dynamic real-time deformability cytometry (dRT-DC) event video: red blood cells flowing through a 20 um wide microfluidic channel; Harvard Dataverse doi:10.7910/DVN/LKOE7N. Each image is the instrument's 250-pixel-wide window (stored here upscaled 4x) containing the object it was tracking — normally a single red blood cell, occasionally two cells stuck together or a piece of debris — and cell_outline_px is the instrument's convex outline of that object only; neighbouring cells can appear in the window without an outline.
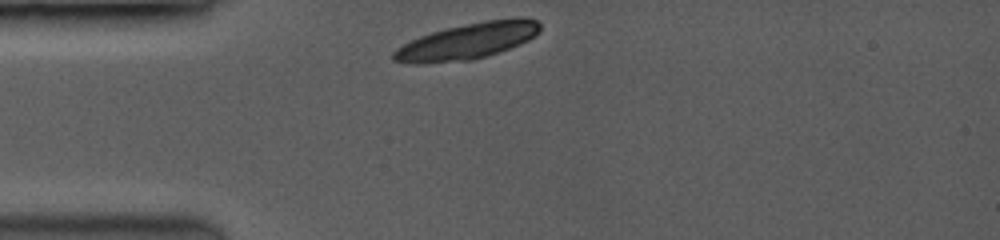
{"species": "common noctule bat (a hibernating species)", "species_latin": "Nyctalus noctula", "temperature_condition": "room temperature", "stored_images_in_passage": 15, "camera_frame_rate_fps": 3500, "um_per_image_px": 0.085, "animal": {"sex": "female", "body_mass_g": 19.0, "forearm_length_mm": 53.3}, "frame": {"image": 1, "passage_image": 1, "time_ms": 0.0, "image_size_px": [1000, 240], "cell_outline_px": [[540, 32], [528, 40], [520, 44], [484, 56], [468, 60], [420, 64], [416, 64], [392, 60], [392, 52], [396, 48], [420, 36], [432, 32], [448, 28], [484, 20], [516, 16], [528, 16], [536, 20], [540, 24]], "centroid_in_image_um": [39.77, 3.47], "position_along_channel_um": 45.2, "area_um2": 30.75}}